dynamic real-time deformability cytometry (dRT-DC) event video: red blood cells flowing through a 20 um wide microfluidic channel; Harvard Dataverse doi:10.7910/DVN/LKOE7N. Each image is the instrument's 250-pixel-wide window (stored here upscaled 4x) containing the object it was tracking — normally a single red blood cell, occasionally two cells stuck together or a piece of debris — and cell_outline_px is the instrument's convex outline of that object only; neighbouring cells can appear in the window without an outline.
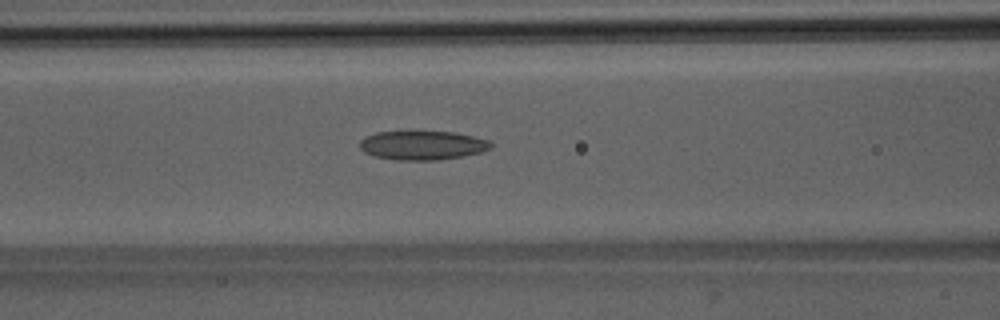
{"species": "Egyptian fruit bat (a non-hibernating species)", "species_latin": "Rousettus aegyptiacus", "temperature_condition": "room temperature", "stored_images_in_passage": 51, "camera_frame_rate_fps": 3000, "um_per_image_px": 0.085, "animal": {"sex": "male"}, "frame": {"image": 1, "passage_image": 21, "time_ms": 6.667, "image_size_px": [1000, 320], "cell_outline_px": [[492, 148], [480, 152], [460, 156], [436, 160], [396, 160], [372, 156], [364, 152], [360, 148], [360, 140], [364, 136], [376, 132], [452, 132], [472, 136], [488, 140], [492, 144]], "centroid_in_image_um": [35.85, 12.35], "position_along_channel_um": 130.7, "area_um2": 22.02}}
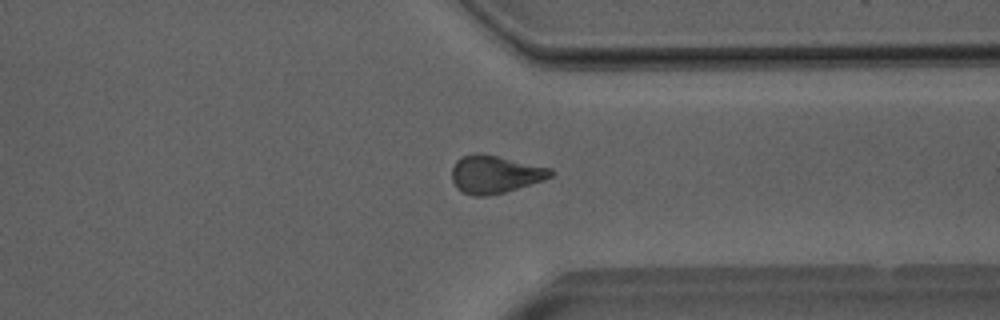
{"frame": {"image": 2, "passage_image": 39, "time_ms": 12.667, "image_size_px": [1000, 320], "cell_outline_px": [[556, 172], [552, 176], [544, 180], [504, 192], [488, 196], [476, 196], [460, 192], [456, 188], [452, 180], [452, 168], [456, 160], [460, 156], [496, 156], [552, 168]], "centroid_in_image_um": [42.09, 14.86], "position_along_channel_um": 369.3, "area_um2": 21.39}}
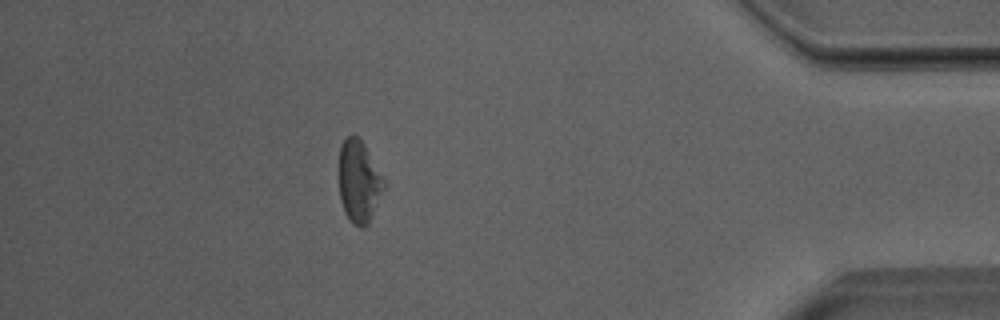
{"frame": {"image": 3, "passage_image": 45, "time_ms": 14.667, "image_size_px": [1000, 320], "cell_outline_px": [[384, 188], [372, 216], [368, 224], [364, 228], [360, 228], [352, 224], [348, 220], [344, 212], [340, 200], [340, 148], [344, 140], [352, 132], [364, 144], [384, 180]], "centroid_in_image_um": [30.5, 15.47], "position_along_channel_um": 404.7, "area_um2": 21.27}, "authors_computed_cell_mechanics": {"area_um2": 22.3686, "velocity_mm_per_s": 3.9891, "shape_relaxation_time_tau1_ms": null, "shape_relaxation_time_tau2_ms": 7.6984, "deformation_change_tau1": null, "deformation_change_tau2": 0.1658}}